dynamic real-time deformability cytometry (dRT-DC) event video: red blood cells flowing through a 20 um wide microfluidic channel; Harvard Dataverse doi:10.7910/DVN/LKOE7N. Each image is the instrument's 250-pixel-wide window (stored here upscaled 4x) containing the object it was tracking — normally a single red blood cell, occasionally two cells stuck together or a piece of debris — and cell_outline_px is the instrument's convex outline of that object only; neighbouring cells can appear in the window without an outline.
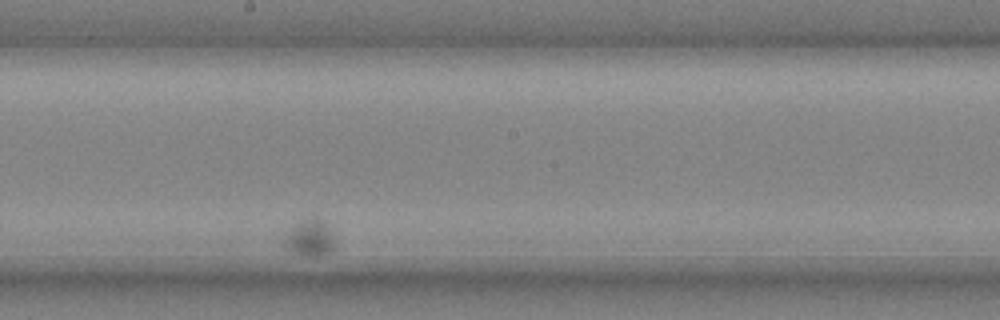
{"species": "common noctule bat (a hibernating species)", "species_latin": "Nyctalus noctula", "temperature_condition": "cold", "stored_images_in_passage": 16, "camera_frame_rate_fps": 3000, "um_per_image_px": 0.085, "animal": {"sex": "male", "body_mass_g": 20.4}, "frame": {"image": 1, "passage_image": 13, "time_ms": 4.0, "image_size_px": [1000, 320], "cell_outline_px": [[336, 248], [328, 252], [316, 256], [312, 256], [296, 252], [284, 248], [284, 244], [296, 220], [324, 220], [332, 236]], "centroid_in_image_um": [26.36, 20.24], "position_along_channel_um": 221.8, "area_um2": 10.12}}
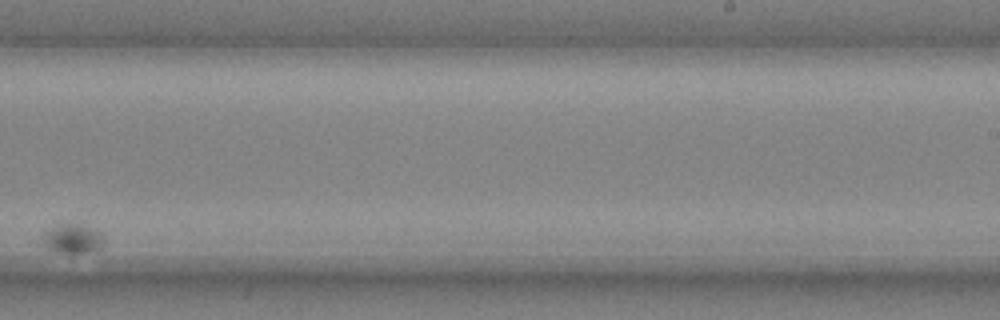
{"frame": {"image": 2, "passage_image": 15, "time_ms": 4.667, "image_size_px": [1000, 320], "cell_outline_px": [[104, 248], [96, 252], [56, 252], [48, 248], [44, 240], [48, 232], [56, 224], [64, 220], [84, 220], [96, 228], [100, 232], [104, 240]], "centroid_in_image_um": [6.33, 20.18], "position_along_channel_um": 282.7, "area_um2": 11.27}}